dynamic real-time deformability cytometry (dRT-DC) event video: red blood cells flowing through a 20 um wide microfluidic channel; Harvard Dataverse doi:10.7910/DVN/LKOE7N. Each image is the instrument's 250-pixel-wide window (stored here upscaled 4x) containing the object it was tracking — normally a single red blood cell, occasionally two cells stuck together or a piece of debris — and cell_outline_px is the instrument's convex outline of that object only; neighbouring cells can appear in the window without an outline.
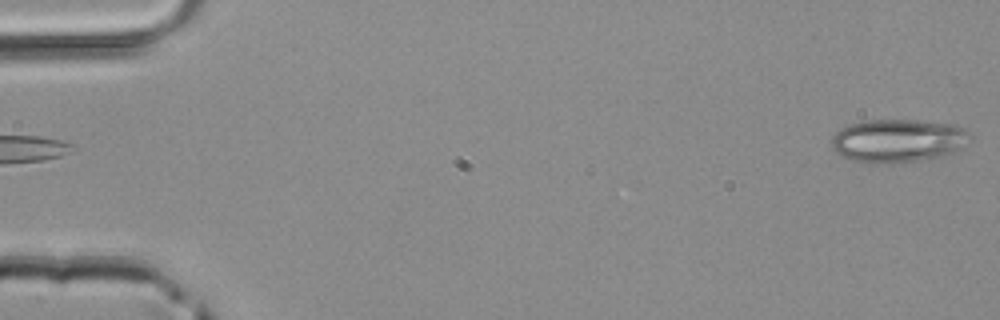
{"species": "common noctule bat (a hibernating species)", "species_latin": "Nyctalus noctula", "temperature_condition": "room temperature", "stored_images_in_passage": 5, "camera_frame_rate_fps": 3000, "um_per_image_px": 0.085, "animal": {"sex": "male", "body_mass_g": 20.4}, "frame": {"image": 1, "passage_image": 5, "time_ms": 1.333, "image_size_px": [1000, 320], "cell_outline_px": [[972, 136], [960, 148], [952, 152], [940, 156], [924, 160], [892, 164], [864, 164], [840, 156], [832, 148], [832, 136], [840, 128], [848, 124], [868, 120], [916, 120], [952, 124], [964, 128]], "centroid_in_image_um": [76.28, 11.98], "position_along_channel_um": 8.7, "area_um2": 35.32}}